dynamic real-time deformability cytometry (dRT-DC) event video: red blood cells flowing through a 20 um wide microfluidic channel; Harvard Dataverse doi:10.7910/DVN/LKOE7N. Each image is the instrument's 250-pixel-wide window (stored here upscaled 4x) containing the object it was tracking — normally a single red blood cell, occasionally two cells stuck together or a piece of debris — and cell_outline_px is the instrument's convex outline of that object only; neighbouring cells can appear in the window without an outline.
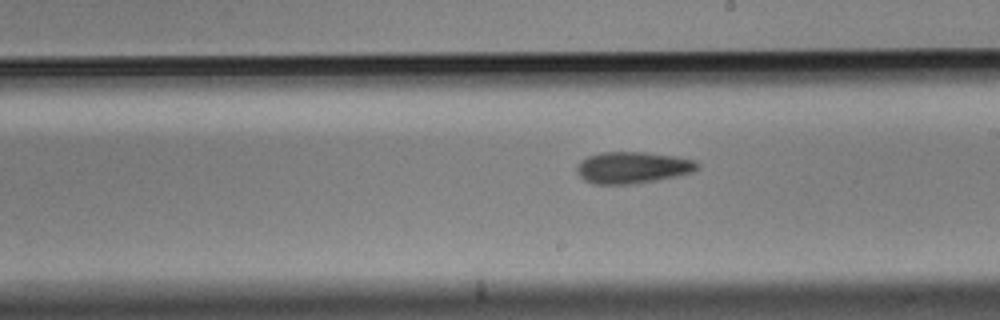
{"species": "Egyptian fruit bat (a non-hibernating species)", "species_latin": "Rousettus aegyptiacus", "temperature_condition": "cold", "stored_images_in_passage": 10, "segment_of_instrument_passage": [2, 2], "camera_frame_rate_fps": 3000, "um_per_image_px": 0.085, "animal": {"sex": "male"}, "frame": {"image": 1, "passage_image": 10, "time_ms": 3.0, "image_size_px": [1000, 320], "cell_outline_px": [[700, 168], [692, 172], [676, 176], [636, 184], [592, 184], [584, 180], [576, 172], [576, 164], [580, 160], [588, 156], [600, 152], [644, 152], [676, 156], [696, 160], [700, 164]], "centroid_in_image_um": [53.76, 14.24], "position_along_channel_um": 235.2, "area_um2": 22.54}}